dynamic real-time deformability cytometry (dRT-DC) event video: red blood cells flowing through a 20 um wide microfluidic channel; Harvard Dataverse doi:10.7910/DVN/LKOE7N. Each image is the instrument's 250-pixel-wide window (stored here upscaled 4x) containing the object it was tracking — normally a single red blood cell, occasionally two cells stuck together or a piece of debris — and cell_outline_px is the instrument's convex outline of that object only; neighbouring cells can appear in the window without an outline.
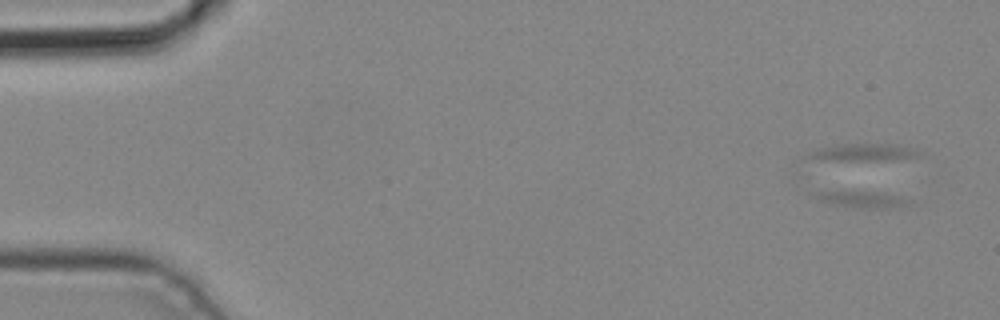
{"species": "common noctule bat (a hibernating species)", "species_latin": "Nyctalus noctula", "temperature_condition": "cold", "stored_images_in_passage": 3, "camera_frame_rate_fps": 3000, "um_per_image_px": 0.085, "animal": {"sex": "male", "body_mass_g": 19.2, "forearm_length_mm": 51.8}, "frame": {"image": 1, "passage_image": 3, "time_ms": 0.667, "image_size_px": [1000, 320], "cell_outline_px": [[916, 204], [900, 208], [856, 208], [832, 204], [820, 200], [812, 196], [808, 192], [812, 188], [876, 192], [908, 196]], "centroid_in_image_um": [73.22, 16.9], "position_along_channel_um": 11.8, "area_um2": 10.46}}